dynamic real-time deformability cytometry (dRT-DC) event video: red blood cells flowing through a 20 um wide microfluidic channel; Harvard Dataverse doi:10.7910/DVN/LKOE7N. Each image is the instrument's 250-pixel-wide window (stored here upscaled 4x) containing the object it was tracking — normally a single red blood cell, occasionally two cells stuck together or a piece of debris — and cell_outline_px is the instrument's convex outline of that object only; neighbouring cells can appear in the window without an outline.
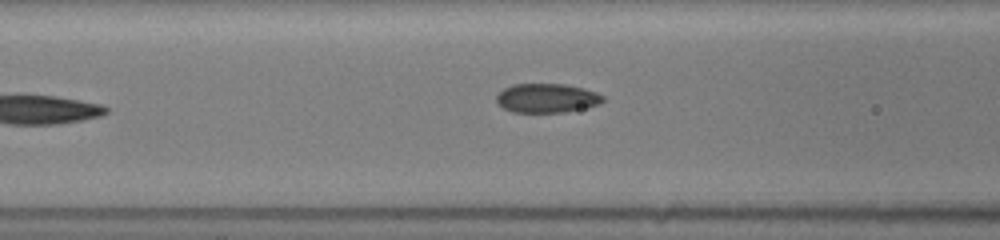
{"species": "common noctule bat (a hibernating species)", "species_latin": "Nyctalus noctula", "temperature_condition": "room temperature", "stored_images_in_passage": 51, "camera_frame_rate_fps": 3000, "um_per_image_px": 0.085, "animal": {"sex": "female", "body_mass_g": 19.5, "forearm_length_mm": 54.1}, "frame": {"image": 1, "passage_image": 29, "time_ms": 8.0, "image_size_px": [1000, 240], "cell_outline_px": [[604, 100], [600, 104], [564, 112], [512, 112], [504, 108], [496, 100], [496, 96], [504, 88], [512, 84], [564, 84], [584, 88], [596, 92], [604, 96]], "centroid_in_image_um": [46.49, 8.33], "position_along_channel_um": 120.1, "area_um2": 17.98}}
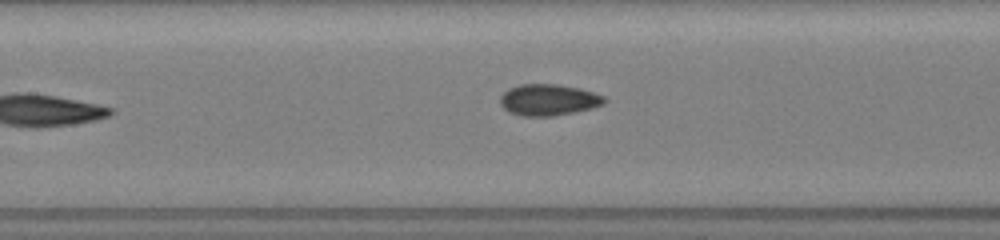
{"frame": {"image": 2, "passage_image": 31, "time_ms": 9.0, "image_size_px": [1000, 240], "cell_outline_px": [[608, 100], [604, 104], [592, 108], [552, 116], [520, 116], [508, 112], [500, 104], [500, 96], [508, 88], [520, 84], [560, 84], [580, 88], [604, 96]], "centroid_in_image_um": [46.61, 8.48], "position_along_channel_um": 160.8, "area_um2": 19.19}}
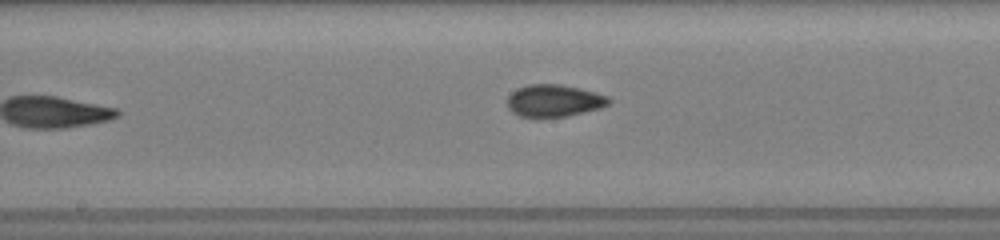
{"frame": {"image": 3, "passage_image": 33, "time_ms": 10.0, "image_size_px": [1000, 240], "cell_outline_px": [[612, 100], [608, 104], [600, 108], [564, 116], [520, 116], [512, 112], [508, 108], [508, 96], [516, 88], [528, 84], [560, 84], [580, 88], [596, 92], [608, 96]], "centroid_in_image_um": [47.09, 8.53], "position_along_channel_um": 201.1, "area_um2": 18.84}}